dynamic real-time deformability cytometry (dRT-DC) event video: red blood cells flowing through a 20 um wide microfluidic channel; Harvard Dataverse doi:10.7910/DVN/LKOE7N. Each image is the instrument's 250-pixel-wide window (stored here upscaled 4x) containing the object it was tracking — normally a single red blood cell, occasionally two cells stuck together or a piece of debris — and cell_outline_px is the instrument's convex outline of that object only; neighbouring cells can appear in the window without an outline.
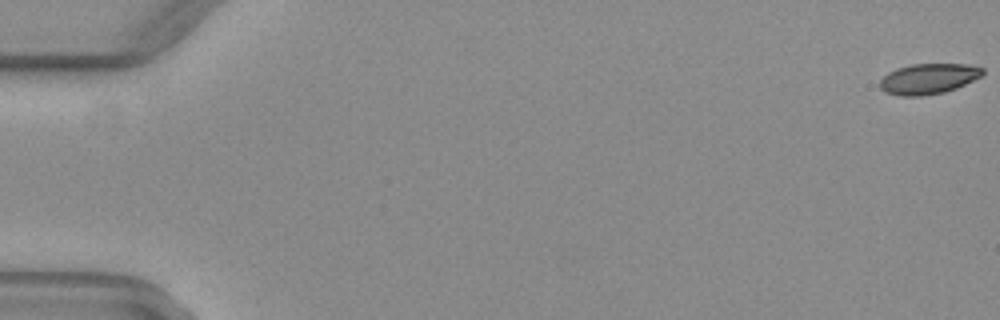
{"species": "common noctule bat (a hibernating species)", "species_latin": "Nyctalus noctula", "temperature_condition": "warm", "stored_images_in_passage": 53, "camera_frame_rate_fps": 3000, "um_per_image_px": 0.085, "animal": {"sex": "female", "body_mass_g": 29.2, "forearm_length_mm": 56.3}, "frame": {"image": 1, "passage_image": 1, "time_ms": 0.0, "image_size_px": [1000, 320], "cell_outline_px": [[984, 76], [956, 88], [944, 92], [920, 96], [900, 96], [884, 92], [880, 88], [880, 80], [888, 72], [896, 68], [912, 64], [968, 64], [984, 68]], "centroid_in_image_um": [78.93, 6.69], "position_along_channel_um": 6.1, "area_um2": 18.44}}
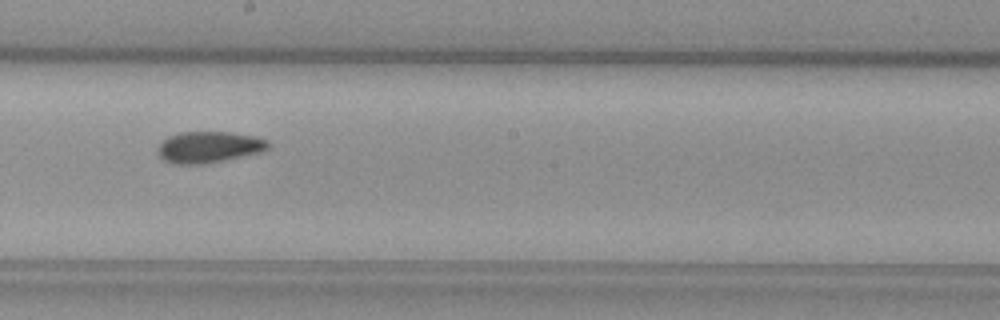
{"frame": {"image": 2, "passage_image": 31, "time_ms": 10.0, "image_size_px": [1000, 320], "cell_outline_px": [[272, 144], [268, 148], [260, 152], [224, 160], [200, 164], [176, 164], [164, 160], [156, 152], [156, 148], [168, 136], [180, 132], [228, 132], [256, 136], [268, 140]], "centroid_in_image_um": [17.76, 12.49], "position_along_channel_um": 230.4, "area_um2": 20.17}}
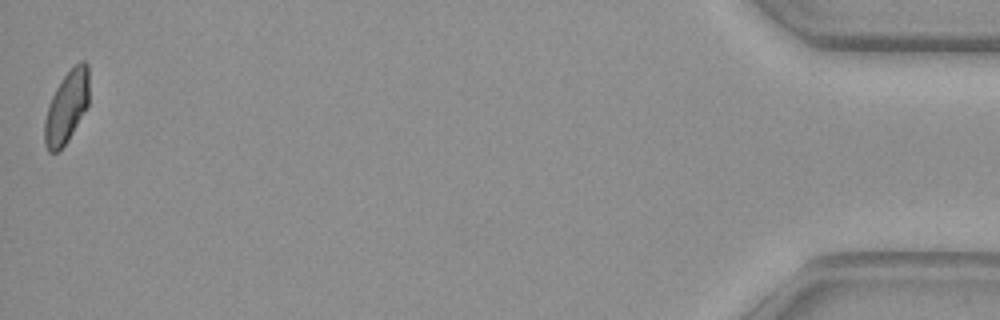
{"frame": {"image": 3, "passage_image": 53, "time_ms": 17.333, "image_size_px": [1000, 320], "cell_outline_px": [[88, 104], [68, 140], [56, 152], [48, 152], [44, 144], [44, 120], [48, 104], [60, 80], [80, 60], [84, 60], [88, 64]], "centroid_in_image_um": [5.64, 9.09], "position_along_channel_um": 429.6, "area_um2": 18.5}, "authors_computed_cell_mechanics": {"area_um2": 19.5942, "velocity_mm_per_s": 4.0308, "shape_relaxation_time_tau1_ms": null, "shape_relaxation_time_tau2_ms": 2.1905, "deformation_change_tau1": null, "deformation_change_tau2": 0.0626}}